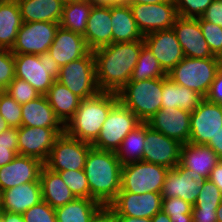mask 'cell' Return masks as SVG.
<instances>
[{
  "mask_svg": "<svg viewBox=\"0 0 222 222\" xmlns=\"http://www.w3.org/2000/svg\"><path fill=\"white\" fill-rule=\"evenodd\" d=\"M144 41L112 43L93 50L100 91L118 93L130 80Z\"/></svg>",
  "mask_w": 222,
  "mask_h": 222,
  "instance_id": "cell-1",
  "label": "cell"
},
{
  "mask_svg": "<svg viewBox=\"0 0 222 222\" xmlns=\"http://www.w3.org/2000/svg\"><path fill=\"white\" fill-rule=\"evenodd\" d=\"M83 170L90 188V199L109 206L121 190L122 164L116 152L92 147Z\"/></svg>",
  "mask_w": 222,
  "mask_h": 222,
  "instance_id": "cell-2",
  "label": "cell"
},
{
  "mask_svg": "<svg viewBox=\"0 0 222 222\" xmlns=\"http://www.w3.org/2000/svg\"><path fill=\"white\" fill-rule=\"evenodd\" d=\"M118 101L116 92L105 91L83 99L73 117L64 126V132L70 137L92 144L97 139L110 109Z\"/></svg>",
  "mask_w": 222,
  "mask_h": 222,
  "instance_id": "cell-3",
  "label": "cell"
},
{
  "mask_svg": "<svg viewBox=\"0 0 222 222\" xmlns=\"http://www.w3.org/2000/svg\"><path fill=\"white\" fill-rule=\"evenodd\" d=\"M163 77L129 81L117 94L119 101L142 122L162 108Z\"/></svg>",
  "mask_w": 222,
  "mask_h": 222,
  "instance_id": "cell-4",
  "label": "cell"
},
{
  "mask_svg": "<svg viewBox=\"0 0 222 222\" xmlns=\"http://www.w3.org/2000/svg\"><path fill=\"white\" fill-rule=\"evenodd\" d=\"M220 67V58L184 57L167 76L176 84L192 89L205 98Z\"/></svg>",
  "mask_w": 222,
  "mask_h": 222,
  "instance_id": "cell-5",
  "label": "cell"
},
{
  "mask_svg": "<svg viewBox=\"0 0 222 222\" xmlns=\"http://www.w3.org/2000/svg\"><path fill=\"white\" fill-rule=\"evenodd\" d=\"M15 77L25 80L41 95H45L58 79L60 66L48 53L14 55Z\"/></svg>",
  "mask_w": 222,
  "mask_h": 222,
  "instance_id": "cell-6",
  "label": "cell"
},
{
  "mask_svg": "<svg viewBox=\"0 0 222 222\" xmlns=\"http://www.w3.org/2000/svg\"><path fill=\"white\" fill-rule=\"evenodd\" d=\"M141 123L134 113L118 101L110 109L97 139L91 145L98 150L116 152L124 137Z\"/></svg>",
  "mask_w": 222,
  "mask_h": 222,
  "instance_id": "cell-7",
  "label": "cell"
},
{
  "mask_svg": "<svg viewBox=\"0 0 222 222\" xmlns=\"http://www.w3.org/2000/svg\"><path fill=\"white\" fill-rule=\"evenodd\" d=\"M169 168L138 161L122 165L121 190L143 194L146 192L161 193Z\"/></svg>",
  "mask_w": 222,
  "mask_h": 222,
  "instance_id": "cell-8",
  "label": "cell"
},
{
  "mask_svg": "<svg viewBox=\"0 0 222 222\" xmlns=\"http://www.w3.org/2000/svg\"><path fill=\"white\" fill-rule=\"evenodd\" d=\"M57 81L65 85L82 100L97 95L100 90L96 82L93 51L67 65L61 66Z\"/></svg>",
  "mask_w": 222,
  "mask_h": 222,
  "instance_id": "cell-9",
  "label": "cell"
},
{
  "mask_svg": "<svg viewBox=\"0 0 222 222\" xmlns=\"http://www.w3.org/2000/svg\"><path fill=\"white\" fill-rule=\"evenodd\" d=\"M92 145L68 136L65 132L55 141L44 166L53 172L84 169Z\"/></svg>",
  "mask_w": 222,
  "mask_h": 222,
  "instance_id": "cell-10",
  "label": "cell"
},
{
  "mask_svg": "<svg viewBox=\"0 0 222 222\" xmlns=\"http://www.w3.org/2000/svg\"><path fill=\"white\" fill-rule=\"evenodd\" d=\"M60 23L23 22L11 49L14 55L48 52Z\"/></svg>",
  "mask_w": 222,
  "mask_h": 222,
  "instance_id": "cell-11",
  "label": "cell"
},
{
  "mask_svg": "<svg viewBox=\"0 0 222 222\" xmlns=\"http://www.w3.org/2000/svg\"><path fill=\"white\" fill-rule=\"evenodd\" d=\"M143 36L154 31L171 29L179 16L172 0L157 4L129 5Z\"/></svg>",
  "mask_w": 222,
  "mask_h": 222,
  "instance_id": "cell-12",
  "label": "cell"
},
{
  "mask_svg": "<svg viewBox=\"0 0 222 222\" xmlns=\"http://www.w3.org/2000/svg\"><path fill=\"white\" fill-rule=\"evenodd\" d=\"M64 133V127L18 128V154L47 160L56 139Z\"/></svg>",
  "mask_w": 222,
  "mask_h": 222,
  "instance_id": "cell-13",
  "label": "cell"
},
{
  "mask_svg": "<svg viewBox=\"0 0 222 222\" xmlns=\"http://www.w3.org/2000/svg\"><path fill=\"white\" fill-rule=\"evenodd\" d=\"M222 126V104L204 98L190 116L189 142L207 144Z\"/></svg>",
  "mask_w": 222,
  "mask_h": 222,
  "instance_id": "cell-14",
  "label": "cell"
},
{
  "mask_svg": "<svg viewBox=\"0 0 222 222\" xmlns=\"http://www.w3.org/2000/svg\"><path fill=\"white\" fill-rule=\"evenodd\" d=\"M204 180L196 171L185 169L178 164L169 169L166 175L161 191L162 198L178 197L194 205Z\"/></svg>",
  "mask_w": 222,
  "mask_h": 222,
  "instance_id": "cell-15",
  "label": "cell"
},
{
  "mask_svg": "<svg viewBox=\"0 0 222 222\" xmlns=\"http://www.w3.org/2000/svg\"><path fill=\"white\" fill-rule=\"evenodd\" d=\"M145 141L142 161L162 165L169 169L179 164L182 146L180 142L153 130L147 123Z\"/></svg>",
  "mask_w": 222,
  "mask_h": 222,
  "instance_id": "cell-16",
  "label": "cell"
},
{
  "mask_svg": "<svg viewBox=\"0 0 222 222\" xmlns=\"http://www.w3.org/2000/svg\"><path fill=\"white\" fill-rule=\"evenodd\" d=\"M143 41L167 74L185 57L172 28L146 34Z\"/></svg>",
  "mask_w": 222,
  "mask_h": 222,
  "instance_id": "cell-17",
  "label": "cell"
},
{
  "mask_svg": "<svg viewBox=\"0 0 222 222\" xmlns=\"http://www.w3.org/2000/svg\"><path fill=\"white\" fill-rule=\"evenodd\" d=\"M183 54L189 58H220L215 56L207 44L199 20L178 16L173 24Z\"/></svg>",
  "mask_w": 222,
  "mask_h": 222,
  "instance_id": "cell-18",
  "label": "cell"
},
{
  "mask_svg": "<svg viewBox=\"0 0 222 222\" xmlns=\"http://www.w3.org/2000/svg\"><path fill=\"white\" fill-rule=\"evenodd\" d=\"M109 206L117 215L152 218L162 210V195L154 192L143 194L118 192L117 197Z\"/></svg>",
  "mask_w": 222,
  "mask_h": 222,
  "instance_id": "cell-19",
  "label": "cell"
},
{
  "mask_svg": "<svg viewBox=\"0 0 222 222\" xmlns=\"http://www.w3.org/2000/svg\"><path fill=\"white\" fill-rule=\"evenodd\" d=\"M191 113L181 108H161L147 120V124L165 136L181 144L188 143L190 137Z\"/></svg>",
  "mask_w": 222,
  "mask_h": 222,
  "instance_id": "cell-20",
  "label": "cell"
},
{
  "mask_svg": "<svg viewBox=\"0 0 222 222\" xmlns=\"http://www.w3.org/2000/svg\"><path fill=\"white\" fill-rule=\"evenodd\" d=\"M44 163L35 157L18 154L11 162L0 168V193L29 182H40Z\"/></svg>",
  "mask_w": 222,
  "mask_h": 222,
  "instance_id": "cell-21",
  "label": "cell"
},
{
  "mask_svg": "<svg viewBox=\"0 0 222 222\" xmlns=\"http://www.w3.org/2000/svg\"><path fill=\"white\" fill-rule=\"evenodd\" d=\"M90 51L83 35L59 26L48 53L61 67L87 55Z\"/></svg>",
  "mask_w": 222,
  "mask_h": 222,
  "instance_id": "cell-22",
  "label": "cell"
},
{
  "mask_svg": "<svg viewBox=\"0 0 222 222\" xmlns=\"http://www.w3.org/2000/svg\"><path fill=\"white\" fill-rule=\"evenodd\" d=\"M111 22V6H92L84 34L91 51L112 44Z\"/></svg>",
  "mask_w": 222,
  "mask_h": 222,
  "instance_id": "cell-23",
  "label": "cell"
},
{
  "mask_svg": "<svg viewBox=\"0 0 222 222\" xmlns=\"http://www.w3.org/2000/svg\"><path fill=\"white\" fill-rule=\"evenodd\" d=\"M40 182H29L0 193L1 210L23 214L42 201Z\"/></svg>",
  "mask_w": 222,
  "mask_h": 222,
  "instance_id": "cell-24",
  "label": "cell"
},
{
  "mask_svg": "<svg viewBox=\"0 0 222 222\" xmlns=\"http://www.w3.org/2000/svg\"><path fill=\"white\" fill-rule=\"evenodd\" d=\"M221 158L205 144L184 143L181 146L179 164L185 169H191L209 179L212 169Z\"/></svg>",
  "mask_w": 222,
  "mask_h": 222,
  "instance_id": "cell-25",
  "label": "cell"
},
{
  "mask_svg": "<svg viewBox=\"0 0 222 222\" xmlns=\"http://www.w3.org/2000/svg\"><path fill=\"white\" fill-rule=\"evenodd\" d=\"M23 22L60 23L64 5L59 0H16Z\"/></svg>",
  "mask_w": 222,
  "mask_h": 222,
  "instance_id": "cell-26",
  "label": "cell"
},
{
  "mask_svg": "<svg viewBox=\"0 0 222 222\" xmlns=\"http://www.w3.org/2000/svg\"><path fill=\"white\" fill-rule=\"evenodd\" d=\"M112 43H125L143 40L133 18L131 8L127 4L111 6Z\"/></svg>",
  "mask_w": 222,
  "mask_h": 222,
  "instance_id": "cell-27",
  "label": "cell"
},
{
  "mask_svg": "<svg viewBox=\"0 0 222 222\" xmlns=\"http://www.w3.org/2000/svg\"><path fill=\"white\" fill-rule=\"evenodd\" d=\"M203 99L198 92L176 84L168 76L163 77L162 108H181L191 113Z\"/></svg>",
  "mask_w": 222,
  "mask_h": 222,
  "instance_id": "cell-28",
  "label": "cell"
},
{
  "mask_svg": "<svg viewBox=\"0 0 222 222\" xmlns=\"http://www.w3.org/2000/svg\"><path fill=\"white\" fill-rule=\"evenodd\" d=\"M22 125L28 127H64L45 95L21 105Z\"/></svg>",
  "mask_w": 222,
  "mask_h": 222,
  "instance_id": "cell-29",
  "label": "cell"
},
{
  "mask_svg": "<svg viewBox=\"0 0 222 222\" xmlns=\"http://www.w3.org/2000/svg\"><path fill=\"white\" fill-rule=\"evenodd\" d=\"M42 199L52 208H58L71 202L76 197L57 172L42 167L40 172Z\"/></svg>",
  "mask_w": 222,
  "mask_h": 222,
  "instance_id": "cell-30",
  "label": "cell"
},
{
  "mask_svg": "<svg viewBox=\"0 0 222 222\" xmlns=\"http://www.w3.org/2000/svg\"><path fill=\"white\" fill-rule=\"evenodd\" d=\"M45 96L56 117L64 126L73 117L82 101L81 98L57 80L53 82Z\"/></svg>",
  "mask_w": 222,
  "mask_h": 222,
  "instance_id": "cell-31",
  "label": "cell"
},
{
  "mask_svg": "<svg viewBox=\"0 0 222 222\" xmlns=\"http://www.w3.org/2000/svg\"><path fill=\"white\" fill-rule=\"evenodd\" d=\"M22 23L17 1L0 0V48L12 49Z\"/></svg>",
  "mask_w": 222,
  "mask_h": 222,
  "instance_id": "cell-32",
  "label": "cell"
},
{
  "mask_svg": "<svg viewBox=\"0 0 222 222\" xmlns=\"http://www.w3.org/2000/svg\"><path fill=\"white\" fill-rule=\"evenodd\" d=\"M90 198H75L64 206L55 208L57 222H91L93 215L102 207Z\"/></svg>",
  "mask_w": 222,
  "mask_h": 222,
  "instance_id": "cell-33",
  "label": "cell"
},
{
  "mask_svg": "<svg viewBox=\"0 0 222 222\" xmlns=\"http://www.w3.org/2000/svg\"><path fill=\"white\" fill-rule=\"evenodd\" d=\"M145 138L146 122H142L124 137L120 147L116 150V156L122 165L142 161Z\"/></svg>",
  "mask_w": 222,
  "mask_h": 222,
  "instance_id": "cell-34",
  "label": "cell"
},
{
  "mask_svg": "<svg viewBox=\"0 0 222 222\" xmlns=\"http://www.w3.org/2000/svg\"><path fill=\"white\" fill-rule=\"evenodd\" d=\"M92 6L89 0H77L65 4L60 26L84 36Z\"/></svg>",
  "mask_w": 222,
  "mask_h": 222,
  "instance_id": "cell-35",
  "label": "cell"
},
{
  "mask_svg": "<svg viewBox=\"0 0 222 222\" xmlns=\"http://www.w3.org/2000/svg\"><path fill=\"white\" fill-rule=\"evenodd\" d=\"M167 76L155 56L144 45L129 81H141Z\"/></svg>",
  "mask_w": 222,
  "mask_h": 222,
  "instance_id": "cell-36",
  "label": "cell"
},
{
  "mask_svg": "<svg viewBox=\"0 0 222 222\" xmlns=\"http://www.w3.org/2000/svg\"><path fill=\"white\" fill-rule=\"evenodd\" d=\"M76 198H90V188L83 169L57 172Z\"/></svg>",
  "mask_w": 222,
  "mask_h": 222,
  "instance_id": "cell-37",
  "label": "cell"
},
{
  "mask_svg": "<svg viewBox=\"0 0 222 222\" xmlns=\"http://www.w3.org/2000/svg\"><path fill=\"white\" fill-rule=\"evenodd\" d=\"M221 202L222 193L219 188L210 179H205L193 207H198L201 210H216Z\"/></svg>",
  "mask_w": 222,
  "mask_h": 222,
  "instance_id": "cell-38",
  "label": "cell"
},
{
  "mask_svg": "<svg viewBox=\"0 0 222 222\" xmlns=\"http://www.w3.org/2000/svg\"><path fill=\"white\" fill-rule=\"evenodd\" d=\"M0 115L4 118L10 128L21 127V105L4 91H0Z\"/></svg>",
  "mask_w": 222,
  "mask_h": 222,
  "instance_id": "cell-39",
  "label": "cell"
},
{
  "mask_svg": "<svg viewBox=\"0 0 222 222\" xmlns=\"http://www.w3.org/2000/svg\"><path fill=\"white\" fill-rule=\"evenodd\" d=\"M4 92L12 97L20 105L28 103L29 101L41 96V94L28 82L16 77L4 90Z\"/></svg>",
  "mask_w": 222,
  "mask_h": 222,
  "instance_id": "cell-40",
  "label": "cell"
},
{
  "mask_svg": "<svg viewBox=\"0 0 222 222\" xmlns=\"http://www.w3.org/2000/svg\"><path fill=\"white\" fill-rule=\"evenodd\" d=\"M202 29L203 36L209 45L211 52L222 57V28L219 25L197 18Z\"/></svg>",
  "mask_w": 222,
  "mask_h": 222,
  "instance_id": "cell-41",
  "label": "cell"
},
{
  "mask_svg": "<svg viewBox=\"0 0 222 222\" xmlns=\"http://www.w3.org/2000/svg\"><path fill=\"white\" fill-rule=\"evenodd\" d=\"M181 17L199 18L211 5L213 0H172Z\"/></svg>",
  "mask_w": 222,
  "mask_h": 222,
  "instance_id": "cell-42",
  "label": "cell"
},
{
  "mask_svg": "<svg viewBox=\"0 0 222 222\" xmlns=\"http://www.w3.org/2000/svg\"><path fill=\"white\" fill-rule=\"evenodd\" d=\"M15 78L14 54L0 48V91H4Z\"/></svg>",
  "mask_w": 222,
  "mask_h": 222,
  "instance_id": "cell-43",
  "label": "cell"
},
{
  "mask_svg": "<svg viewBox=\"0 0 222 222\" xmlns=\"http://www.w3.org/2000/svg\"><path fill=\"white\" fill-rule=\"evenodd\" d=\"M22 216L24 222H57L55 209L43 200L25 211Z\"/></svg>",
  "mask_w": 222,
  "mask_h": 222,
  "instance_id": "cell-44",
  "label": "cell"
},
{
  "mask_svg": "<svg viewBox=\"0 0 222 222\" xmlns=\"http://www.w3.org/2000/svg\"><path fill=\"white\" fill-rule=\"evenodd\" d=\"M193 205L181 198H162V210L170 218L183 217V214H191Z\"/></svg>",
  "mask_w": 222,
  "mask_h": 222,
  "instance_id": "cell-45",
  "label": "cell"
},
{
  "mask_svg": "<svg viewBox=\"0 0 222 222\" xmlns=\"http://www.w3.org/2000/svg\"><path fill=\"white\" fill-rule=\"evenodd\" d=\"M201 18L222 28V0H213Z\"/></svg>",
  "mask_w": 222,
  "mask_h": 222,
  "instance_id": "cell-46",
  "label": "cell"
},
{
  "mask_svg": "<svg viewBox=\"0 0 222 222\" xmlns=\"http://www.w3.org/2000/svg\"><path fill=\"white\" fill-rule=\"evenodd\" d=\"M205 98L212 103L222 104V67L217 71Z\"/></svg>",
  "mask_w": 222,
  "mask_h": 222,
  "instance_id": "cell-47",
  "label": "cell"
},
{
  "mask_svg": "<svg viewBox=\"0 0 222 222\" xmlns=\"http://www.w3.org/2000/svg\"><path fill=\"white\" fill-rule=\"evenodd\" d=\"M0 145L10 146L18 154V128H8L0 133Z\"/></svg>",
  "mask_w": 222,
  "mask_h": 222,
  "instance_id": "cell-48",
  "label": "cell"
},
{
  "mask_svg": "<svg viewBox=\"0 0 222 222\" xmlns=\"http://www.w3.org/2000/svg\"><path fill=\"white\" fill-rule=\"evenodd\" d=\"M91 222H119L117 214L108 205H103L92 217Z\"/></svg>",
  "mask_w": 222,
  "mask_h": 222,
  "instance_id": "cell-49",
  "label": "cell"
},
{
  "mask_svg": "<svg viewBox=\"0 0 222 222\" xmlns=\"http://www.w3.org/2000/svg\"><path fill=\"white\" fill-rule=\"evenodd\" d=\"M191 214L193 222H217L216 210H201L193 207Z\"/></svg>",
  "mask_w": 222,
  "mask_h": 222,
  "instance_id": "cell-50",
  "label": "cell"
},
{
  "mask_svg": "<svg viewBox=\"0 0 222 222\" xmlns=\"http://www.w3.org/2000/svg\"><path fill=\"white\" fill-rule=\"evenodd\" d=\"M206 145L211 147L222 159V126L216 132L215 136L211 137L210 141Z\"/></svg>",
  "mask_w": 222,
  "mask_h": 222,
  "instance_id": "cell-51",
  "label": "cell"
},
{
  "mask_svg": "<svg viewBox=\"0 0 222 222\" xmlns=\"http://www.w3.org/2000/svg\"><path fill=\"white\" fill-rule=\"evenodd\" d=\"M17 155L10 146L0 145V168L11 162Z\"/></svg>",
  "mask_w": 222,
  "mask_h": 222,
  "instance_id": "cell-52",
  "label": "cell"
},
{
  "mask_svg": "<svg viewBox=\"0 0 222 222\" xmlns=\"http://www.w3.org/2000/svg\"><path fill=\"white\" fill-rule=\"evenodd\" d=\"M209 179L219 188L222 193V159L212 169Z\"/></svg>",
  "mask_w": 222,
  "mask_h": 222,
  "instance_id": "cell-53",
  "label": "cell"
},
{
  "mask_svg": "<svg viewBox=\"0 0 222 222\" xmlns=\"http://www.w3.org/2000/svg\"><path fill=\"white\" fill-rule=\"evenodd\" d=\"M1 222H24L22 214L13 213L8 211H0Z\"/></svg>",
  "mask_w": 222,
  "mask_h": 222,
  "instance_id": "cell-54",
  "label": "cell"
},
{
  "mask_svg": "<svg viewBox=\"0 0 222 222\" xmlns=\"http://www.w3.org/2000/svg\"><path fill=\"white\" fill-rule=\"evenodd\" d=\"M119 222H152L151 218H137L126 215H117Z\"/></svg>",
  "mask_w": 222,
  "mask_h": 222,
  "instance_id": "cell-55",
  "label": "cell"
},
{
  "mask_svg": "<svg viewBox=\"0 0 222 222\" xmlns=\"http://www.w3.org/2000/svg\"><path fill=\"white\" fill-rule=\"evenodd\" d=\"M92 5H104V6H112L123 4L124 0H89Z\"/></svg>",
  "mask_w": 222,
  "mask_h": 222,
  "instance_id": "cell-56",
  "label": "cell"
},
{
  "mask_svg": "<svg viewBox=\"0 0 222 222\" xmlns=\"http://www.w3.org/2000/svg\"><path fill=\"white\" fill-rule=\"evenodd\" d=\"M151 220L152 222H171L170 217L163 210L157 212Z\"/></svg>",
  "mask_w": 222,
  "mask_h": 222,
  "instance_id": "cell-57",
  "label": "cell"
},
{
  "mask_svg": "<svg viewBox=\"0 0 222 222\" xmlns=\"http://www.w3.org/2000/svg\"><path fill=\"white\" fill-rule=\"evenodd\" d=\"M168 0H124V4L133 5V4H157L162 3Z\"/></svg>",
  "mask_w": 222,
  "mask_h": 222,
  "instance_id": "cell-58",
  "label": "cell"
},
{
  "mask_svg": "<svg viewBox=\"0 0 222 222\" xmlns=\"http://www.w3.org/2000/svg\"><path fill=\"white\" fill-rule=\"evenodd\" d=\"M171 222H193L192 214H183V217L170 218Z\"/></svg>",
  "mask_w": 222,
  "mask_h": 222,
  "instance_id": "cell-59",
  "label": "cell"
},
{
  "mask_svg": "<svg viewBox=\"0 0 222 222\" xmlns=\"http://www.w3.org/2000/svg\"><path fill=\"white\" fill-rule=\"evenodd\" d=\"M9 128L7 122L4 120V118L0 115V133L2 131H5Z\"/></svg>",
  "mask_w": 222,
  "mask_h": 222,
  "instance_id": "cell-60",
  "label": "cell"
},
{
  "mask_svg": "<svg viewBox=\"0 0 222 222\" xmlns=\"http://www.w3.org/2000/svg\"><path fill=\"white\" fill-rule=\"evenodd\" d=\"M217 213V222H222V202L220 203L219 207L216 209Z\"/></svg>",
  "mask_w": 222,
  "mask_h": 222,
  "instance_id": "cell-61",
  "label": "cell"
},
{
  "mask_svg": "<svg viewBox=\"0 0 222 222\" xmlns=\"http://www.w3.org/2000/svg\"><path fill=\"white\" fill-rule=\"evenodd\" d=\"M63 5L65 4H69L70 2H73V1H77V0H59Z\"/></svg>",
  "mask_w": 222,
  "mask_h": 222,
  "instance_id": "cell-62",
  "label": "cell"
}]
</instances>
